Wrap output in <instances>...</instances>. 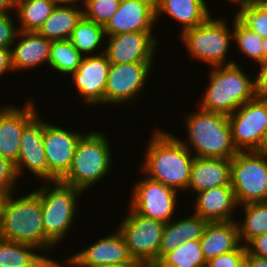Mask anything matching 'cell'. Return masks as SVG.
I'll return each mask as SVG.
<instances>
[{
	"mask_svg": "<svg viewBox=\"0 0 267 267\" xmlns=\"http://www.w3.org/2000/svg\"><path fill=\"white\" fill-rule=\"evenodd\" d=\"M206 3L209 5L205 0H155L156 22L165 14L182 26L177 32L197 27L211 15Z\"/></svg>",
	"mask_w": 267,
	"mask_h": 267,
	"instance_id": "603a6c76",
	"label": "cell"
},
{
	"mask_svg": "<svg viewBox=\"0 0 267 267\" xmlns=\"http://www.w3.org/2000/svg\"><path fill=\"white\" fill-rule=\"evenodd\" d=\"M175 219L176 218H173L168 223H165L162 233L161 245L159 248V260L166 253L173 251L182 243V241H178L177 220Z\"/></svg>",
	"mask_w": 267,
	"mask_h": 267,
	"instance_id": "74e56055",
	"label": "cell"
},
{
	"mask_svg": "<svg viewBox=\"0 0 267 267\" xmlns=\"http://www.w3.org/2000/svg\"><path fill=\"white\" fill-rule=\"evenodd\" d=\"M44 129V150L49 172L60 181L69 171L75 152V147L84 134L80 130L66 129L65 126L46 122Z\"/></svg>",
	"mask_w": 267,
	"mask_h": 267,
	"instance_id": "e0dca14e",
	"label": "cell"
},
{
	"mask_svg": "<svg viewBox=\"0 0 267 267\" xmlns=\"http://www.w3.org/2000/svg\"><path fill=\"white\" fill-rule=\"evenodd\" d=\"M159 262L164 267H206L200 239L182 242L176 249L166 253Z\"/></svg>",
	"mask_w": 267,
	"mask_h": 267,
	"instance_id": "1f68e13d",
	"label": "cell"
},
{
	"mask_svg": "<svg viewBox=\"0 0 267 267\" xmlns=\"http://www.w3.org/2000/svg\"><path fill=\"white\" fill-rule=\"evenodd\" d=\"M45 119L38 114L23 130L20 142V154L15 164L18 178L22 179L24 171H28L36 180L48 182L58 181L48 170L44 150Z\"/></svg>",
	"mask_w": 267,
	"mask_h": 267,
	"instance_id": "4fadbf2b",
	"label": "cell"
},
{
	"mask_svg": "<svg viewBox=\"0 0 267 267\" xmlns=\"http://www.w3.org/2000/svg\"><path fill=\"white\" fill-rule=\"evenodd\" d=\"M243 220H238L239 239L243 246L255 237L267 233V202L249 203L241 206ZM242 221V222H241Z\"/></svg>",
	"mask_w": 267,
	"mask_h": 267,
	"instance_id": "f1b7e54d",
	"label": "cell"
},
{
	"mask_svg": "<svg viewBox=\"0 0 267 267\" xmlns=\"http://www.w3.org/2000/svg\"><path fill=\"white\" fill-rule=\"evenodd\" d=\"M229 2H232L233 4H237L236 6L239 8L241 6H245L247 5L248 3H251L252 1H255V0H228Z\"/></svg>",
	"mask_w": 267,
	"mask_h": 267,
	"instance_id": "816d5d0a",
	"label": "cell"
},
{
	"mask_svg": "<svg viewBox=\"0 0 267 267\" xmlns=\"http://www.w3.org/2000/svg\"><path fill=\"white\" fill-rule=\"evenodd\" d=\"M110 145L102 130L84 132L76 144L72 165L60 181L81 189L84 194L88 192L89 187L109 175L114 165Z\"/></svg>",
	"mask_w": 267,
	"mask_h": 267,
	"instance_id": "5b68a950",
	"label": "cell"
},
{
	"mask_svg": "<svg viewBox=\"0 0 267 267\" xmlns=\"http://www.w3.org/2000/svg\"><path fill=\"white\" fill-rule=\"evenodd\" d=\"M246 254V247L241 245L237 250L221 254L207 261L206 267H235Z\"/></svg>",
	"mask_w": 267,
	"mask_h": 267,
	"instance_id": "f35d334b",
	"label": "cell"
},
{
	"mask_svg": "<svg viewBox=\"0 0 267 267\" xmlns=\"http://www.w3.org/2000/svg\"><path fill=\"white\" fill-rule=\"evenodd\" d=\"M105 39L102 25L82 17L73 29L69 40L83 56H91L105 52V47H103ZM96 52L99 53L97 54Z\"/></svg>",
	"mask_w": 267,
	"mask_h": 267,
	"instance_id": "4316f807",
	"label": "cell"
},
{
	"mask_svg": "<svg viewBox=\"0 0 267 267\" xmlns=\"http://www.w3.org/2000/svg\"><path fill=\"white\" fill-rule=\"evenodd\" d=\"M55 6H72L80 7L83 9L85 0H50ZM79 2V4H78ZM78 4V6H77ZM80 5V6H79Z\"/></svg>",
	"mask_w": 267,
	"mask_h": 267,
	"instance_id": "ee69618b",
	"label": "cell"
},
{
	"mask_svg": "<svg viewBox=\"0 0 267 267\" xmlns=\"http://www.w3.org/2000/svg\"><path fill=\"white\" fill-rule=\"evenodd\" d=\"M231 187L240 206L267 202V154L239 151L231 159Z\"/></svg>",
	"mask_w": 267,
	"mask_h": 267,
	"instance_id": "ba28073f",
	"label": "cell"
},
{
	"mask_svg": "<svg viewBox=\"0 0 267 267\" xmlns=\"http://www.w3.org/2000/svg\"><path fill=\"white\" fill-rule=\"evenodd\" d=\"M83 58L84 56L72 45L69 39L52 41L48 62L49 70L57 71L61 77L63 75L68 77L78 69Z\"/></svg>",
	"mask_w": 267,
	"mask_h": 267,
	"instance_id": "4dcf8cb0",
	"label": "cell"
},
{
	"mask_svg": "<svg viewBox=\"0 0 267 267\" xmlns=\"http://www.w3.org/2000/svg\"><path fill=\"white\" fill-rule=\"evenodd\" d=\"M127 32L114 36H105V54L110 64L132 62H154L155 52L160 44L157 33ZM159 42V43H158Z\"/></svg>",
	"mask_w": 267,
	"mask_h": 267,
	"instance_id": "2e32d148",
	"label": "cell"
},
{
	"mask_svg": "<svg viewBox=\"0 0 267 267\" xmlns=\"http://www.w3.org/2000/svg\"><path fill=\"white\" fill-rule=\"evenodd\" d=\"M109 69L110 62L105 53L84 56L78 69L68 77L73 81L72 87L83 101L82 104L93 107L104 105Z\"/></svg>",
	"mask_w": 267,
	"mask_h": 267,
	"instance_id": "5bb4252c",
	"label": "cell"
},
{
	"mask_svg": "<svg viewBox=\"0 0 267 267\" xmlns=\"http://www.w3.org/2000/svg\"><path fill=\"white\" fill-rule=\"evenodd\" d=\"M155 24V0H121L117 12L103 29L105 36H114L127 32H155Z\"/></svg>",
	"mask_w": 267,
	"mask_h": 267,
	"instance_id": "d6986e66",
	"label": "cell"
},
{
	"mask_svg": "<svg viewBox=\"0 0 267 267\" xmlns=\"http://www.w3.org/2000/svg\"><path fill=\"white\" fill-rule=\"evenodd\" d=\"M245 255L249 258L251 267H267L266 258L251 255L247 251Z\"/></svg>",
	"mask_w": 267,
	"mask_h": 267,
	"instance_id": "f6af8a7d",
	"label": "cell"
},
{
	"mask_svg": "<svg viewBox=\"0 0 267 267\" xmlns=\"http://www.w3.org/2000/svg\"><path fill=\"white\" fill-rule=\"evenodd\" d=\"M235 267H251L249 258L244 255L236 264Z\"/></svg>",
	"mask_w": 267,
	"mask_h": 267,
	"instance_id": "681fc988",
	"label": "cell"
},
{
	"mask_svg": "<svg viewBox=\"0 0 267 267\" xmlns=\"http://www.w3.org/2000/svg\"><path fill=\"white\" fill-rule=\"evenodd\" d=\"M5 197L6 195L0 194V236L2 232V221H3V210L5 205Z\"/></svg>",
	"mask_w": 267,
	"mask_h": 267,
	"instance_id": "7dc6e473",
	"label": "cell"
},
{
	"mask_svg": "<svg viewBox=\"0 0 267 267\" xmlns=\"http://www.w3.org/2000/svg\"><path fill=\"white\" fill-rule=\"evenodd\" d=\"M52 258L53 257L46 255V257L35 267H72L68 257L65 258L66 261L63 263L62 261L59 262L55 259L53 260Z\"/></svg>",
	"mask_w": 267,
	"mask_h": 267,
	"instance_id": "7bdbcfd3",
	"label": "cell"
},
{
	"mask_svg": "<svg viewBox=\"0 0 267 267\" xmlns=\"http://www.w3.org/2000/svg\"><path fill=\"white\" fill-rule=\"evenodd\" d=\"M14 15L15 13L11 12L0 14V48H11L18 34L19 30L16 27L17 23H15Z\"/></svg>",
	"mask_w": 267,
	"mask_h": 267,
	"instance_id": "8d00e7d4",
	"label": "cell"
},
{
	"mask_svg": "<svg viewBox=\"0 0 267 267\" xmlns=\"http://www.w3.org/2000/svg\"><path fill=\"white\" fill-rule=\"evenodd\" d=\"M183 118L188 139H178L195 157L231 160L238 153L232 141L228 115L198 107Z\"/></svg>",
	"mask_w": 267,
	"mask_h": 267,
	"instance_id": "3957f363",
	"label": "cell"
},
{
	"mask_svg": "<svg viewBox=\"0 0 267 267\" xmlns=\"http://www.w3.org/2000/svg\"><path fill=\"white\" fill-rule=\"evenodd\" d=\"M155 128L150 140L147 141L139 171L178 192H186L195 156L182 144L177 135Z\"/></svg>",
	"mask_w": 267,
	"mask_h": 267,
	"instance_id": "6da1fadb",
	"label": "cell"
},
{
	"mask_svg": "<svg viewBox=\"0 0 267 267\" xmlns=\"http://www.w3.org/2000/svg\"><path fill=\"white\" fill-rule=\"evenodd\" d=\"M15 5H16V0H0V14L10 13V12L14 13Z\"/></svg>",
	"mask_w": 267,
	"mask_h": 267,
	"instance_id": "bcb514c9",
	"label": "cell"
},
{
	"mask_svg": "<svg viewBox=\"0 0 267 267\" xmlns=\"http://www.w3.org/2000/svg\"><path fill=\"white\" fill-rule=\"evenodd\" d=\"M42 253L34 245L0 238V267H35L46 257Z\"/></svg>",
	"mask_w": 267,
	"mask_h": 267,
	"instance_id": "484cf974",
	"label": "cell"
},
{
	"mask_svg": "<svg viewBox=\"0 0 267 267\" xmlns=\"http://www.w3.org/2000/svg\"><path fill=\"white\" fill-rule=\"evenodd\" d=\"M51 44L36 31H18L10 48L13 72L33 70L45 63L48 67Z\"/></svg>",
	"mask_w": 267,
	"mask_h": 267,
	"instance_id": "ffe728a7",
	"label": "cell"
},
{
	"mask_svg": "<svg viewBox=\"0 0 267 267\" xmlns=\"http://www.w3.org/2000/svg\"><path fill=\"white\" fill-rule=\"evenodd\" d=\"M154 62L110 64L104 104L133 106L146 88ZM128 103V104H127ZM133 103V104H132Z\"/></svg>",
	"mask_w": 267,
	"mask_h": 267,
	"instance_id": "8fae6325",
	"label": "cell"
},
{
	"mask_svg": "<svg viewBox=\"0 0 267 267\" xmlns=\"http://www.w3.org/2000/svg\"><path fill=\"white\" fill-rule=\"evenodd\" d=\"M260 152L267 154V130L261 145V148L259 149Z\"/></svg>",
	"mask_w": 267,
	"mask_h": 267,
	"instance_id": "f5cc1de1",
	"label": "cell"
},
{
	"mask_svg": "<svg viewBox=\"0 0 267 267\" xmlns=\"http://www.w3.org/2000/svg\"><path fill=\"white\" fill-rule=\"evenodd\" d=\"M256 74V86L259 94H267V60L263 61L258 67Z\"/></svg>",
	"mask_w": 267,
	"mask_h": 267,
	"instance_id": "60d3db41",
	"label": "cell"
},
{
	"mask_svg": "<svg viewBox=\"0 0 267 267\" xmlns=\"http://www.w3.org/2000/svg\"><path fill=\"white\" fill-rule=\"evenodd\" d=\"M208 222L200 216L194 214L184 218H177V235L178 241L187 242L190 240H199L204 232Z\"/></svg>",
	"mask_w": 267,
	"mask_h": 267,
	"instance_id": "e575fe53",
	"label": "cell"
},
{
	"mask_svg": "<svg viewBox=\"0 0 267 267\" xmlns=\"http://www.w3.org/2000/svg\"><path fill=\"white\" fill-rule=\"evenodd\" d=\"M14 195L5 197L0 238L34 245L51 256L55 246L46 238L40 198L32 190L17 198Z\"/></svg>",
	"mask_w": 267,
	"mask_h": 267,
	"instance_id": "277c9868",
	"label": "cell"
},
{
	"mask_svg": "<svg viewBox=\"0 0 267 267\" xmlns=\"http://www.w3.org/2000/svg\"><path fill=\"white\" fill-rule=\"evenodd\" d=\"M55 5L50 0H19L15 5L19 31H38L51 15ZM20 24V25H19Z\"/></svg>",
	"mask_w": 267,
	"mask_h": 267,
	"instance_id": "83f0119b",
	"label": "cell"
},
{
	"mask_svg": "<svg viewBox=\"0 0 267 267\" xmlns=\"http://www.w3.org/2000/svg\"><path fill=\"white\" fill-rule=\"evenodd\" d=\"M18 179L15 164L0 155V194L15 193Z\"/></svg>",
	"mask_w": 267,
	"mask_h": 267,
	"instance_id": "d590c367",
	"label": "cell"
},
{
	"mask_svg": "<svg viewBox=\"0 0 267 267\" xmlns=\"http://www.w3.org/2000/svg\"><path fill=\"white\" fill-rule=\"evenodd\" d=\"M121 0H85L83 17L104 26L117 12Z\"/></svg>",
	"mask_w": 267,
	"mask_h": 267,
	"instance_id": "836d02e7",
	"label": "cell"
},
{
	"mask_svg": "<svg viewBox=\"0 0 267 267\" xmlns=\"http://www.w3.org/2000/svg\"><path fill=\"white\" fill-rule=\"evenodd\" d=\"M263 37L244 25L235 15L233 16V44L237 52L251 58L255 66L263 62Z\"/></svg>",
	"mask_w": 267,
	"mask_h": 267,
	"instance_id": "f546056e",
	"label": "cell"
},
{
	"mask_svg": "<svg viewBox=\"0 0 267 267\" xmlns=\"http://www.w3.org/2000/svg\"><path fill=\"white\" fill-rule=\"evenodd\" d=\"M36 103L32 97H28L22 108L12 104L0 106V155L13 164L18 161L24 128L40 114L36 110Z\"/></svg>",
	"mask_w": 267,
	"mask_h": 267,
	"instance_id": "9a60e30c",
	"label": "cell"
},
{
	"mask_svg": "<svg viewBox=\"0 0 267 267\" xmlns=\"http://www.w3.org/2000/svg\"><path fill=\"white\" fill-rule=\"evenodd\" d=\"M237 9L233 15L261 37H267V0H255Z\"/></svg>",
	"mask_w": 267,
	"mask_h": 267,
	"instance_id": "d6a6232c",
	"label": "cell"
},
{
	"mask_svg": "<svg viewBox=\"0 0 267 267\" xmlns=\"http://www.w3.org/2000/svg\"><path fill=\"white\" fill-rule=\"evenodd\" d=\"M132 187L128 206L142 216L168 223L179 212L180 193L175 189L147 176L140 177Z\"/></svg>",
	"mask_w": 267,
	"mask_h": 267,
	"instance_id": "7c38bea8",
	"label": "cell"
},
{
	"mask_svg": "<svg viewBox=\"0 0 267 267\" xmlns=\"http://www.w3.org/2000/svg\"><path fill=\"white\" fill-rule=\"evenodd\" d=\"M200 244L206 262L221 254L237 250L242 245L237 220L208 222L200 238Z\"/></svg>",
	"mask_w": 267,
	"mask_h": 267,
	"instance_id": "cb8c5ba5",
	"label": "cell"
},
{
	"mask_svg": "<svg viewBox=\"0 0 267 267\" xmlns=\"http://www.w3.org/2000/svg\"><path fill=\"white\" fill-rule=\"evenodd\" d=\"M267 60V37L263 39V61Z\"/></svg>",
	"mask_w": 267,
	"mask_h": 267,
	"instance_id": "db71d44e",
	"label": "cell"
},
{
	"mask_svg": "<svg viewBox=\"0 0 267 267\" xmlns=\"http://www.w3.org/2000/svg\"><path fill=\"white\" fill-rule=\"evenodd\" d=\"M32 190L41 201L46 238L54 246L60 245L65 236L72 231L76 215L81 210L78 202L84 192L61 181H42L41 186Z\"/></svg>",
	"mask_w": 267,
	"mask_h": 267,
	"instance_id": "8992f818",
	"label": "cell"
},
{
	"mask_svg": "<svg viewBox=\"0 0 267 267\" xmlns=\"http://www.w3.org/2000/svg\"><path fill=\"white\" fill-rule=\"evenodd\" d=\"M11 71L13 72L11 63V50L10 48H0V77Z\"/></svg>",
	"mask_w": 267,
	"mask_h": 267,
	"instance_id": "b9f144b4",
	"label": "cell"
},
{
	"mask_svg": "<svg viewBox=\"0 0 267 267\" xmlns=\"http://www.w3.org/2000/svg\"><path fill=\"white\" fill-rule=\"evenodd\" d=\"M137 264H105V265H95L90 267H136Z\"/></svg>",
	"mask_w": 267,
	"mask_h": 267,
	"instance_id": "f907efd6",
	"label": "cell"
},
{
	"mask_svg": "<svg viewBox=\"0 0 267 267\" xmlns=\"http://www.w3.org/2000/svg\"><path fill=\"white\" fill-rule=\"evenodd\" d=\"M128 215L117 225L136 263L159 261L165 223L142 216L127 206Z\"/></svg>",
	"mask_w": 267,
	"mask_h": 267,
	"instance_id": "9c48e42d",
	"label": "cell"
},
{
	"mask_svg": "<svg viewBox=\"0 0 267 267\" xmlns=\"http://www.w3.org/2000/svg\"><path fill=\"white\" fill-rule=\"evenodd\" d=\"M193 213L207 222H227L235 218L238 204L231 186H219L195 195ZM235 210V212H234Z\"/></svg>",
	"mask_w": 267,
	"mask_h": 267,
	"instance_id": "44dd1931",
	"label": "cell"
},
{
	"mask_svg": "<svg viewBox=\"0 0 267 267\" xmlns=\"http://www.w3.org/2000/svg\"><path fill=\"white\" fill-rule=\"evenodd\" d=\"M212 16L211 14L197 27L184 30L178 38L181 37L187 53L194 60L202 61L211 67L236 63L231 58L226 60L230 48L232 49L233 21L230 28L224 17Z\"/></svg>",
	"mask_w": 267,
	"mask_h": 267,
	"instance_id": "52a82bcc",
	"label": "cell"
},
{
	"mask_svg": "<svg viewBox=\"0 0 267 267\" xmlns=\"http://www.w3.org/2000/svg\"><path fill=\"white\" fill-rule=\"evenodd\" d=\"M136 267H164L159 261L137 263Z\"/></svg>",
	"mask_w": 267,
	"mask_h": 267,
	"instance_id": "c3c4849f",
	"label": "cell"
},
{
	"mask_svg": "<svg viewBox=\"0 0 267 267\" xmlns=\"http://www.w3.org/2000/svg\"><path fill=\"white\" fill-rule=\"evenodd\" d=\"M82 17L83 9L80 7L55 6L37 32L51 41L68 40Z\"/></svg>",
	"mask_w": 267,
	"mask_h": 267,
	"instance_id": "d4e9b609",
	"label": "cell"
},
{
	"mask_svg": "<svg viewBox=\"0 0 267 267\" xmlns=\"http://www.w3.org/2000/svg\"><path fill=\"white\" fill-rule=\"evenodd\" d=\"M232 141L239 151H259L267 130V94H258L228 115Z\"/></svg>",
	"mask_w": 267,
	"mask_h": 267,
	"instance_id": "30bf717a",
	"label": "cell"
},
{
	"mask_svg": "<svg viewBox=\"0 0 267 267\" xmlns=\"http://www.w3.org/2000/svg\"><path fill=\"white\" fill-rule=\"evenodd\" d=\"M102 236L83 250L69 255L73 267H90L105 264H137L131 257L123 235L118 229Z\"/></svg>",
	"mask_w": 267,
	"mask_h": 267,
	"instance_id": "ac0fdd59",
	"label": "cell"
},
{
	"mask_svg": "<svg viewBox=\"0 0 267 267\" xmlns=\"http://www.w3.org/2000/svg\"><path fill=\"white\" fill-rule=\"evenodd\" d=\"M245 247L249 254L267 259V233L250 240Z\"/></svg>",
	"mask_w": 267,
	"mask_h": 267,
	"instance_id": "ab89813d",
	"label": "cell"
},
{
	"mask_svg": "<svg viewBox=\"0 0 267 267\" xmlns=\"http://www.w3.org/2000/svg\"><path fill=\"white\" fill-rule=\"evenodd\" d=\"M251 76L237 62L211 67L209 81L198 107L209 112L232 114L259 94L254 78L256 75Z\"/></svg>",
	"mask_w": 267,
	"mask_h": 267,
	"instance_id": "7a4b0ae2",
	"label": "cell"
},
{
	"mask_svg": "<svg viewBox=\"0 0 267 267\" xmlns=\"http://www.w3.org/2000/svg\"><path fill=\"white\" fill-rule=\"evenodd\" d=\"M219 186H231V160L195 157L187 190L192 191L194 196Z\"/></svg>",
	"mask_w": 267,
	"mask_h": 267,
	"instance_id": "7402d4cb",
	"label": "cell"
}]
</instances>
